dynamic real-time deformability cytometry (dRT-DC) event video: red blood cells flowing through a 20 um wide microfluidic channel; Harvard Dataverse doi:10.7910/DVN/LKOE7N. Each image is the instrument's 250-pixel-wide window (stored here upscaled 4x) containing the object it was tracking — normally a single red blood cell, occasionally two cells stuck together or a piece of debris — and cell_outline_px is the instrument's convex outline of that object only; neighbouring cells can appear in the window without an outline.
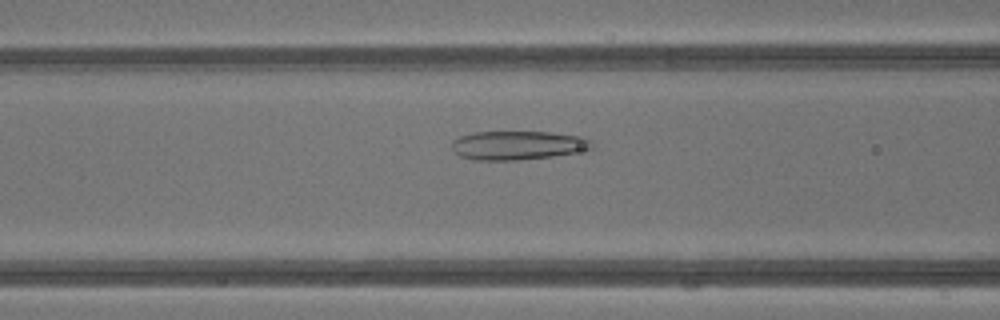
{"species": "common noctule bat (a hibernating species)", "species_latin": "Nyctalus noctula", "temperature_condition": "warm", "stored_images_in_passage": 40, "camera_frame_rate_fps": 3000, "um_per_image_px": 0.085, "animal": {"sex": "male", "body_mass_g": 13.3}, "frame": {"image": 1, "passage_image": 15, "time_ms": 4.667, "image_size_px": [1000, 320], "cell_outline_px": [[596, 148], [552, 156], [516, 160], [472, 160], [460, 156], [452, 152], [452, 140], [460, 136], [476, 132], [548, 132], [580, 136], [592, 140], [596, 144]], "centroid_in_image_um": [44.01, 12.35], "position_along_channel_um": 122.6, "area_um2": 23.7}}
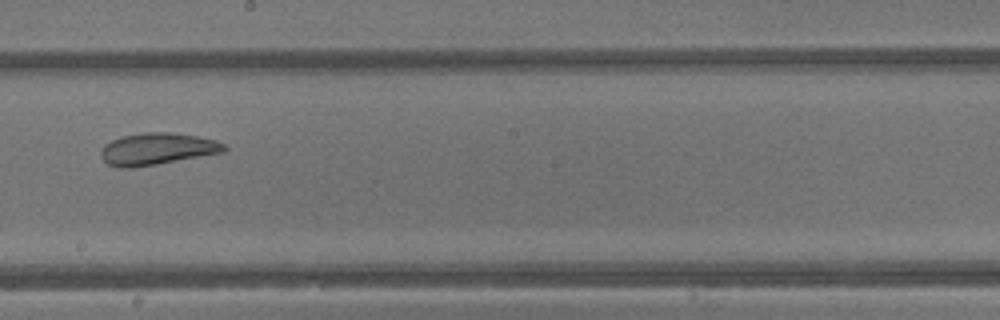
{"frame": {"image": 2, "passage_image": 22, "time_ms": 7.0, "image_size_px": [1000, 320], "cell_outline_px": [[228, 148], [224, 152], [156, 164], [128, 168], [120, 168], [108, 164], [100, 156], [100, 152], [104, 144], [112, 140], [124, 136], [144, 132], [168, 132], [196, 136], [216, 140], [224, 144]], "centroid_in_image_um": [13.35, 12.65], "position_along_channel_um": 234.9, "area_um2": 22.72}}
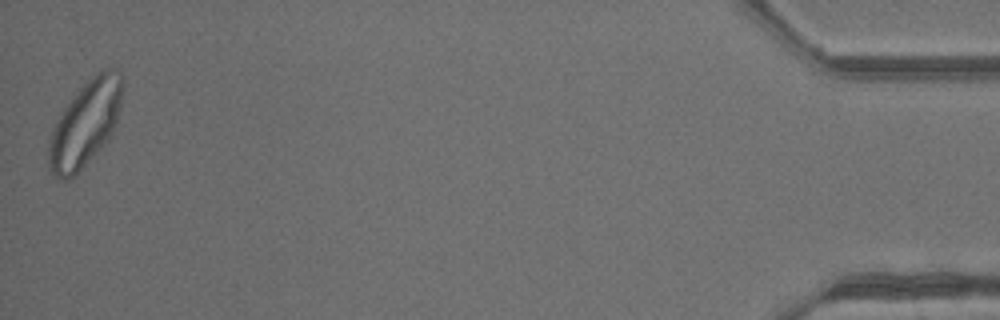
{"frame": {"image": 3, "passage_image": 40, "time_ms": 13.0, "image_size_px": [1000, 320], "cell_outline_px": [[124, 84], [120, 104], [116, 120], [112, 132], [108, 140], [68, 180], [60, 180], [48, 168], [48, 136], [56, 120], [64, 108], [80, 88], [88, 80], [104, 68], [116, 68], [120, 72]], "centroid_in_image_um": [7.23, 10.49], "position_along_channel_um": 428.0, "area_um2": 36.36}}